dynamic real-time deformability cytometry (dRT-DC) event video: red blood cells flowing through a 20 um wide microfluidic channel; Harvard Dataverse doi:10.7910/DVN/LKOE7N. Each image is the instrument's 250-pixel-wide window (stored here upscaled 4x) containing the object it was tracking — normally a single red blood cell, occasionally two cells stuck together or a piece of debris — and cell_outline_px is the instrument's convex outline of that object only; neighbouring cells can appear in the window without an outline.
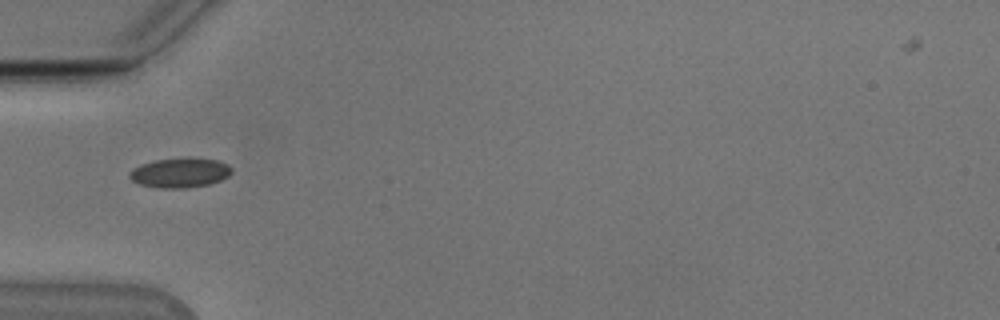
{"species": "Egyptian fruit bat (a non-hibernating species)", "species_latin": "Rousettus aegyptiacus", "temperature_condition": "cold", "stored_images_in_passage": 37, "camera_frame_rate_fps": 3000, "um_per_image_px": 0.085, "animal": {"sex": "male"}, "frame": {"image": 1, "passage_image": 1, "time_ms": 0.0, "image_size_px": [1000, 320], "cell_outline_px": [[232, 172], [228, 176], [220, 180], [208, 184], [184, 188], [160, 188], [140, 184], [132, 180], [128, 176], [128, 172], [132, 168], [140, 164], [156, 160], [216, 160], [228, 164], [232, 168]], "centroid_in_image_um": [15.25, 14.72], "position_along_channel_um": 69.7, "area_um2": 17.05}}
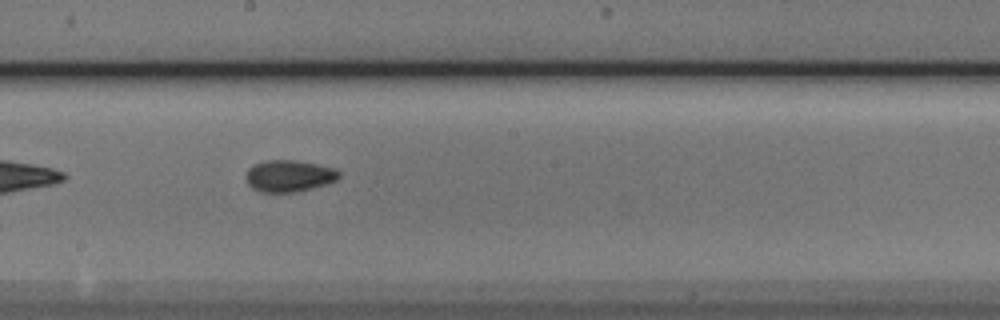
{"frame": {"image": 2, "passage_image": 13, "time_ms": 4.0, "image_size_px": [1000, 320], "cell_outline_px": [[340, 176], [336, 180], [328, 184], [296, 192], [260, 192], [252, 188], [248, 184], [244, 176], [248, 168], [252, 164], [264, 160], [296, 160], [336, 168], [340, 172]], "centroid_in_image_um": [24.54, 14.95], "position_along_channel_um": 223.7, "area_um2": 17.51}}
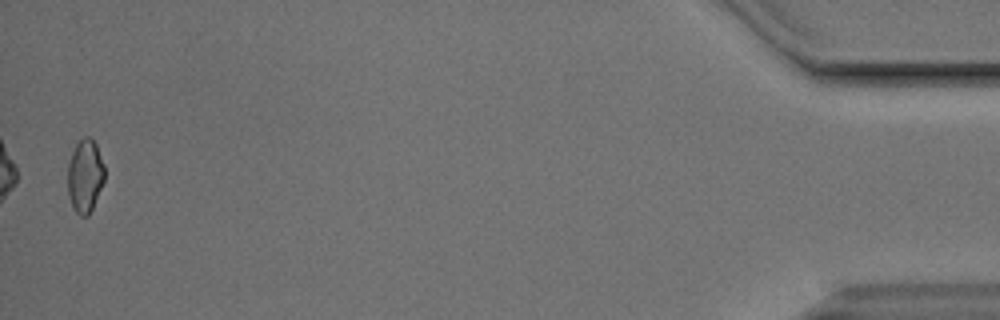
{"frame": {"image": 3, "passage_image": 36, "time_ms": 11.667, "image_size_px": [1000, 320], "cell_outline_px": [[104, 180], [92, 208], [88, 216], [80, 216], [72, 208], [68, 196], [68, 164], [72, 152], [76, 144], [84, 136], [88, 136], [96, 144], [104, 164]], "centroid_in_image_um": [7.22, 14.96], "position_along_channel_um": 428.0, "area_um2": 15.66}, "authors_computed_cell_mechanics": {"area_um2": 16.3574, "velocity_mm_per_s": 3.8464, "shape_relaxation_time_tau1_ms": 2.1687, "shape_relaxation_time_tau2_ms": 4.0168, "deformation_change_tau1": 0.06, "deformation_change_tau2": 0.0698}}